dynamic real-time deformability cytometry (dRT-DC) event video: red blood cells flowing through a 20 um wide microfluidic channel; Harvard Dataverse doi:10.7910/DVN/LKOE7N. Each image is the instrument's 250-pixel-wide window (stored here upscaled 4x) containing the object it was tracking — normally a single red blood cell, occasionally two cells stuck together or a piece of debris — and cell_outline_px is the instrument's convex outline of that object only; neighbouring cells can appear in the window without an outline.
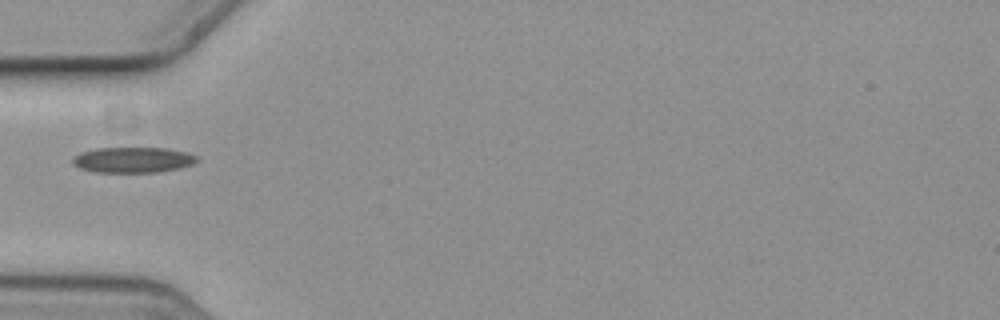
{"species": "common noctule bat (a hibernating species)", "species_latin": "Nyctalus noctula", "temperature_condition": "cold", "stored_images_in_passage": 3, "camera_frame_rate_fps": 3000, "um_per_image_px": 0.085, "animal": {"sex": "female", "body_mass_g": 19.3, "forearm_length_mm": 54.1}, "frame": {"image": 1, "passage_image": 1, "time_ms": 0.0, "image_size_px": [1000, 320], "cell_outline_px": [[200, 160], [192, 164], [180, 168], [156, 172], [96, 172], [80, 168], [72, 164], [72, 156], [80, 152], [96, 148], [168, 148], [188, 152], [196, 156]], "centroid_in_image_um": [11.29, 13.58], "position_along_channel_um": 73.7, "area_um2": 18.67}}
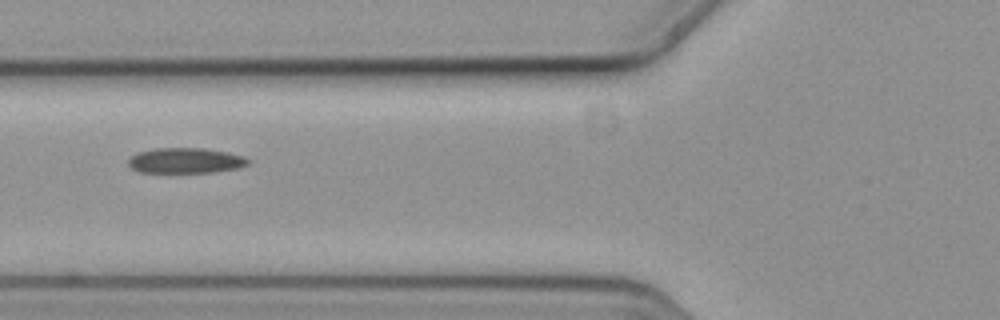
{"frame": {"image": 2, "passage_image": 2, "time_ms": 0.333, "image_size_px": [1000, 320], "cell_outline_px": [[252, 160], [248, 164], [240, 168], [212, 172], [140, 172], [132, 168], [128, 164], [128, 160], [136, 152], [156, 148], [204, 148], [228, 152], [244, 156]], "centroid_in_image_um": [15.81, 13.64], "position_along_channel_um": 110.0, "area_um2": 17.8}}
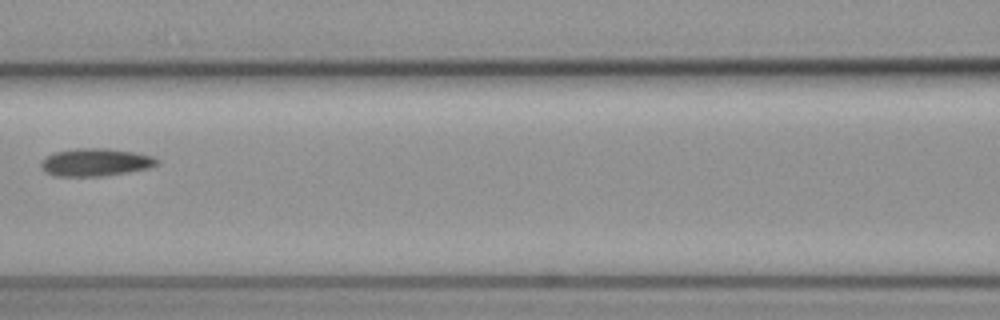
{"frame": {"image": 3, "passage_image": 3, "time_ms": 0.667, "image_size_px": [1000, 320], "cell_outline_px": [[160, 164], [148, 168], [128, 172], [104, 176], [56, 176], [44, 172], [40, 168], [40, 160], [56, 152], [76, 148], [108, 148], [136, 152], [152, 156], [160, 160]], "centroid_in_image_um": [8.13, 13.79], "position_along_channel_um": 158.5, "area_um2": 18.96}}